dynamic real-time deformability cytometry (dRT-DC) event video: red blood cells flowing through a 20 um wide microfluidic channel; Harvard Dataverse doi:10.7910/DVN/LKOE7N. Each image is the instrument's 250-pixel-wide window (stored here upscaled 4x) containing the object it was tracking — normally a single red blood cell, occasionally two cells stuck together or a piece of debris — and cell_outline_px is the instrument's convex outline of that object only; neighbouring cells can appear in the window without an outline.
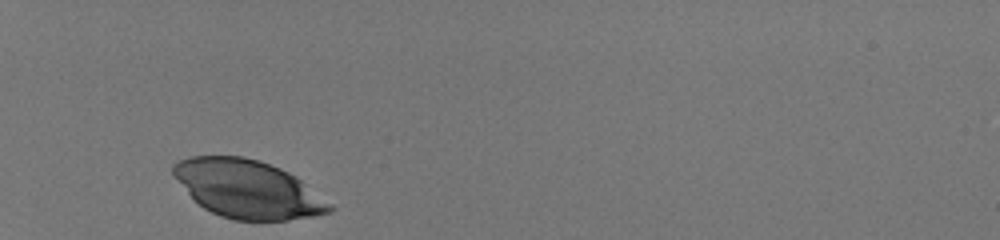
{"species": "human", "species_latin": "Homo sapiens", "temperature_condition": "room temperature", "stored_images_in_passage": 29, "camera_frame_rate_fps": 3000, "um_per_image_px": 0.085, "donor": {"sex": "male"}, "frame": {"image": 1, "passage_image": 1, "time_ms": 0.0, "image_size_px": [1000, 240], "cell_outline_px": [[336, 208], [332, 212], [312, 216], [288, 220], [232, 220], [220, 216], [204, 208], [188, 192], [172, 172], [172, 164], [188, 156], [244, 156], [260, 160], [280, 168], [296, 176], [332, 204]], "centroid_in_image_um": [21.09, 16.06], "position_along_channel_um": 63.9, "area_um2": 52.54}}
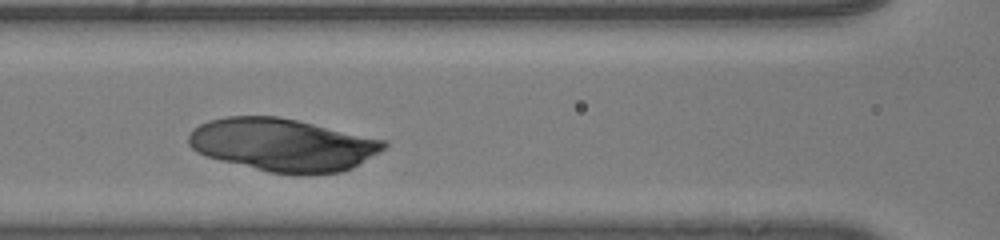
{"frame": {"image": 2, "passage_image": 9, "time_ms": 2.667, "image_size_px": [1000, 240], "cell_outline_px": [[388, 144], [384, 148], [352, 168], [340, 172], [300, 176], [296, 176], [268, 172], [220, 160], [196, 152], [188, 144], [188, 136], [192, 128], [208, 120], [228, 116], [276, 116], [296, 120], [388, 140]], "centroid_in_image_um": [24.02, 12.32], "position_along_channel_um": 142.6, "area_um2": 60.34}}